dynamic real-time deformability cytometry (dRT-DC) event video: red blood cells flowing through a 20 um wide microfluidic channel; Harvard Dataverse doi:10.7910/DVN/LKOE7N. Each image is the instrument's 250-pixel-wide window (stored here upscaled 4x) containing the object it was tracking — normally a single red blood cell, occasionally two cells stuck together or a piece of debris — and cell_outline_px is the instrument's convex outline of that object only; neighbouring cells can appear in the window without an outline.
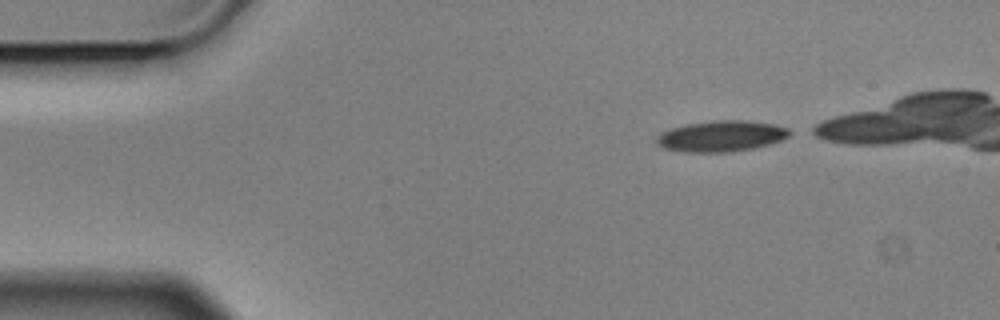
{"species": "Egyptian fruit bat (a non-hibernating species)", "species_latin": "Rousettus aegyptiacus", "temperature_condition": "cold", "stored_images_in_passage": 4, "camera_frame_rate_fps": 3000, "um_per_image_px": 0.085, "animal": {"sex": "male"}, "frame": {"image": 1, "passage_image": 1, "time_ms": 0.0, "image_size_px": [1000, 320], "cell_outline_px": [[796, 132], [780, 140], [768, 144], [752, 148], [724, 152], [684, 152], [664, 148], [656, 140], [656, 136], [672, 128], [688, 124], [712, 120], [744, 120], [772, 124], [788, 128]], "centroid_in_image_um": [61.34, 11.56], "position_along_channel_um": 23.7, "area_um2": 23.7}}
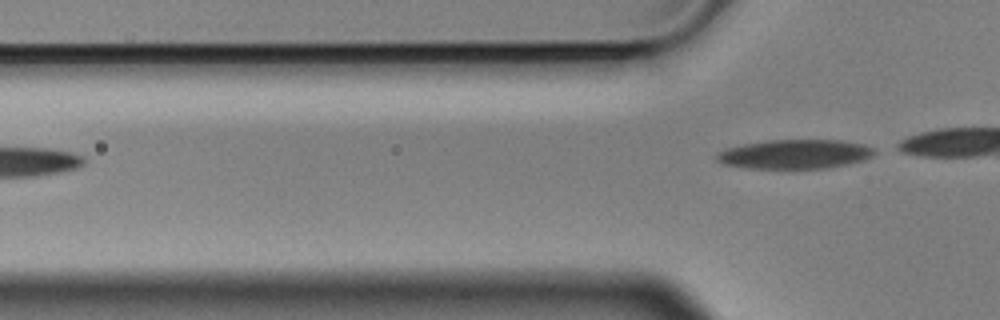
{"frame": {"image": 2, "passage_image": 4, "time_ms": 1.0, "image_size_px": [1000, 320], "cell_outline_px": [[876, 152], [872, 156], [864, 160], [848, 164], [828, 168], [744, 168], [724, 164], [716, 160], [716, 152], [724, 148], [744, 144], [768, 140], [840, 140], [864, 144], [876, 148]], "centroid_in_image_um": [67.57, 13.1], "position_along_channel_um": 58.2, "area_um2": 27.11}}